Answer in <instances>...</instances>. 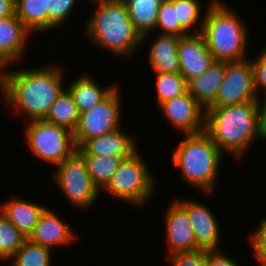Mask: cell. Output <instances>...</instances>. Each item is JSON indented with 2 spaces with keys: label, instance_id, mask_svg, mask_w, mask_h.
Segmentation results:
<instances>
[{
  "label": "cell",
  "instance_id": "6da1fadb",
  "mask_svg": "<svg viewBox=\"0 0 266 266\" xmlns=\"http://www.w3.org/2000/svg\"><path fill=\"white\" fill-rule=\"evenodd\" d=\"M204 131L222 153L241 158L255 139L266 140L265 101L209 107Z\"/></svg>",
  "mask_w": 266,
  "mask_h": 266
},
{
  "label": "cell",
  "instance_id": "7a4b0ae2",
  "mask_svg": "<svg viewBox=\"0 0 266 266\" xmlns=\"http://www.w3.org/2000/svg\"><path fill=\"white\" fill-rule=\"evenodd\" d=\"M63 73L57 66L0 70V89L5 103L25 113L29 121L44 119L64 91Z\"/></svg>",
  "mask_w": 266,
  "mask_h": 266
},
{
  "label": "cell",
  "instance_id": "3957f363",
  "mask_svg": "<svg viewBox=\"0 0 266 266\" xmlns=\"http://www.w3.org/2000/svg\"><path fill=\"white\" fill-rule=\"evenodd\" d=\"M203 21L194 34L201 33L215 61L235 62L246 59L248 33L246 24L235 9L218 0H212ZM201 24V25H200Z\"/></svg>",
  "mask_w": 266,
  "mask_h": 266
},
{
  "label": "cell",
  "instance_id": "277c9868",
  "mask_svg": "<svg viewBox=\"0 0 266 266\" xmlns=\"http://www.w3.org/2000/svg\"><path fill=\"white\" fill-rule=\"evenodd\" d=\"M97 11L87 20L86 32L100 48L121 57H129L141 45L123 0H91Z\"/></svg>",
  "mask_w": 266,
  "mask_h": 266
},
{
  "label": "cell",
  "instance_id": "5b68a950",
  "mask_svg": "<svg viewBox=\"0 0 266 266\" xmlns=\"http://www.w3.org/2000/svg\"><path fill=\"white\" fill-rule=\"evenodd\" d=\"M184 136L171 153L172 163L181 169L185 182L210 194L216 187L223 154L205 131Z\"/></svg>",
  "mask_w": 266,
  "mask_h": 266
},
{
  "label": "cell",
  "instance_id": "8992f818",
  "mask_svg": "<svg viewBox=\"0 0 266 266\" xmlns=\"http://www.w3.org/2000/svg\"><path fill=\"white\" fill-rule=\"evenodd\" d=\"M137 149L123 158L109 183L103 188L118 200L143 206L153 194L155 180Z\"/></svg>",
  "mask_w": 266,
  "mask_h": 266
},
{
  "label": "cell",
  "instance_id": "52a82bcc",
  "mask_svg": "<svg viewBox=\"0 0 266 266\" xmlns=\"http://www.w3.org/2000/svg\"><path fill=\"white\" fill-rule=\"evenodd\" d=\"M25 136L34 157L55 166L77 150L72 131L45 119L30 120L25 128Z\"/></svg>",
  "mask_w": 266,
  "mask_h": 266
},
{
  "label": "cell",
  "instance_id": "ba28073f",
  "mask_svg": "<svg viewBox=\"0 0 266 266\" xmlns=\"http://www.w3.org/2000/svg\"><path fill=\"white\" fill-rule=\"evenodd\" d=\"M56 167L53 180L69 203L83 209L96 202L100 190L94 185L85 160L77 150Z\"/></svg>",
  "mask_w": 266,
  "mask_h": 266
},
{
  "label": "cell",
  "instance_id": "9c48e42d",
  "mask_svg": "<svg viewBox=\"0 0 266 266\" xmlns=\"http://www.w3.org/2000/svg\"><path fill=\"white\" fill-rule=\"evenodd\" d=\"M116 88L100 103L80 113L79 121L73 132L76 147H80L86 140L105 135L121 127L120 122V93Z\"/></svg>",
  "mask_w": 266,
  "mask_h": 266
},
{
  "label": "cell",
  "instance_id": "30bf717a",
  "mask_svg": "<svg viewBox=\"0 0 266 266\" xmlns=\"http://www.w3.org/2000/svg\"><path fill=\"white\" fill-rule=\"evenodd\" d=\"M261 100L255 90L252 61L228 62L215 102L210 107Z\"/></svg>",
  "mask_w": 266,
  "mask_h": 266
},
{
  "label": "cell",
  "instance_id": "8fae6325",
  "mask_svg": "<svg viewBox=\"0 0 266 266\" xmlns=\"http://www.w3.org/2000/svg\"><path fill=\"white\" fill-rule=\"evenodd\" d=\"M160 110L175 130L183 134H194L205 130V109L187 91L163 102Z\"/></svg>",
  "mask_w": 266,
  "mask_h": 266
},
{
  "label": "cell",
  "instance_id": "7c38bea8",
  "mask_svg": "<svg viewBox=\"0 0 266 266\" xmlns=\"http://www.w3.org/2000/svg\"><path fill=\"white\" fill-rule=\"evenodd\" d=\"M187 211L196 246L200 250H218L221 239L218 220L206 205L196 200H177Z\"/></svg>",
  "mask_w": 266,
  "mask_h": 266
},
{
  "label": "cell",
  "instance_id": "4fadbf2b",
  "mask_svg": "<svg viewBox=\"0 0 266 266\" xmlns=\"http://www.w3.org/2000/svg\"><path fill=\"white\" fill-rule=\"evenodd\" d=\"M167 255L176 252H194L200 250L196 246L191 221L186 209L176 200L165 215Z\"/></svg>",
  "mask_w": 266,
  "mask_h": 266
},
{
  "label": "cell",
  "instance_id": "5bb4252c",
  "mask_svg": "<svg viewBox=\"0 0 266 266\" xmlns=\"http://www.w3.org/2000/svg\"><path fill=\"white\" fill-rule=\"evenodd\" d=\"M180 74L187 80L202 75L215 61L201 33L179 37Z\"/></svg>",
  "mask_w": 266,
  "mask_h": 266
},
{
  "label": "cell",
  "instance_id": "9a60e30c",
  "mask_svg": "<svg viewBox=\"0 0 266 266\" xmlns=\"http://www.w3.org/2000/svg\"><path fill=\"white\" fill-rule=\"evenodd\" d=\"M30 36L15 14L0 19V70L20 61Z\"/></svg>",
  "mask_w": 266,
  "mask_h": 266
},
{
  "label": "cell",
  "instance_id": "2e32d148",
  "mask_svg": "<svg viewBox=\"0 0 266 266\" xmlns=\"http://www.w3.org/2000/svg\"><path fill=\"white\" fill-rule=\"evenodd\" d=\"M137 147L136 140L119 128L86 140L77 151L81 155L128 157L138 149Z\"/></svg>",
  "mask_w": 266,
  "mask_h": 266
},
{
  "label": "cell",
  "instance_id": "e0dca14e",
  "mask_svg": "<svg viewBox=\"0 0 266 266\" xmlns=\"http://www.w3.org/2000/svg\"><path fill=\"white\" fill-rule=\"evenodd\" d=\"M74 234L75 232L54 211L45 208L28 239L52 249L54 245L60 246L72 242L76 236Z\"/></svg>",
  "mask_w": 266,
  "mask_h": 266
},
{
  "label": "cell",
  "instance_id": "ac0fdd59",
  "mask_svg": "<svg viewBox=\"0 0 266 266\" xmlns=\"http://www.w3.org/2000/svg\"><path fill=\"white\" fill-rule=\"evenodd\" d=\"M228 62L214 61L206 71L188 81V91L205 111L215 102Z\"/></svg>",
  "mask_w": 266,
  "mask_h": 266
},
{
  "label": "cell",
  "instance_id": "d6986e66",
  "mask_svg": "<svg viewBox=\"0 0 266 266\" xmlns=\"http://www.w3.org/2000/svg\"><path fill=\"white\" fill-rule=\"evenodd\" d=\"M46 207L17 197L2 202L0 212L27 238L33 233L40 214Z\"/></svg>",
  "mask_w": 266,
  "mask_h": 266
},
{
  "label": "cell",
  "instance_id": "ffe728a7",
  "mask_svg": "<svg viewBox=\"0 0 266 266\" xmlns=\"http://www.w3.org/2000/svg\"><path fill=\"white\" fill-rule=\"evenodd\" d=\"M179 37L160 34L149 48V62L154 72L180 73Z\"/></svg>",
  "mask_w": 266,
  "mask_h": 266
},
{
  "label": "cell",
  "instance_id": "44dd1931",
  "mask_svg": "<svg viewBox=\"0 0 266 266\" xmlns=\"http://www.w3.org/2000/svg\"><path fill=\"white\" fill-rule=\"evenodd\" d=\"M116 86L111 85L105 89L93 77L85 74L72 80L71 84L67 86V89L72 94L79 113H82L100 103Z\"/></svg>",
  "mask_w": 266,
  "mask_h": 266
},
{
  "label": "cell",
  "instance_id": "7402d4cb",
  "mask_svg": "<svg viewBox=\"0 0 266 266\" xmlns=\"http://www.w3.org/2000/svg\"><path fill=\"white\" fill-rule=\"evenodd\" d=\"M135 31L141 36L142 44L154 32L162 0H123Z\"/></svg>",
  "mask_w": 266,
  "mask_h": 266
},
{
  "label": "cell",
  "instance_id": "603a6c76",
  "mask_svg": "<svg viewBox=\"0 0 266 266\" xmlns=\"http://www.w3.org/2000/svg\"><path fill=\"white\" fill-rule=\"evenodd\" d=\"M15 15L31 34L48 31V0H15Z\"/></svg>",
  "mask_w": 266,
  "mask_h": 266
},
{
  "label": "cell",
  "instance_id": "cb8c5ba5",
  "mask_svg": "<svg viewBox=\"0 0 266 266\" xmlns=\"http://www.w3.org/2000/svg\"><path fill=\"white\" fill-rule=\"evenodd\" d=\"M79 115L72 94L65 88L51 105L50 111L44 119L74 132L79 121Z\"/></svg>",
  "mask_w": 266,
  "mask_h": 266
},
{
  "label": "cell",
  "instance_id": "d4e9b609",
  "mask_svg": "<svg viewBox=\"0 0 266 266\" xmlns=\"http://www.w3.org/2000/svg\"><path fill=\"white\" fill-rule=\"evenodd\" d=\"M94 185L102 191L115 174L120 162L126 157L82 155Z\"/></svg>",
  "mask_w": 266,
  "mask_h": 266
},
{
  "label": "cell",
  "instance_id": "484cf974",
  "mask_svg": "<svg viewBox=\"0 0 266 266\" xmlns=\"http://www.w3.org/2000/svg\"><path fill=\"white\" fill-rule=\"evenodd\" d=\"M50 248L26 239L22 246L10 258V266H51Z\"/></svg>",
  "mask_w": 266,
  "mask_h": 266
},
{
  "label": "cell",
  "instance_id": "4316f807",
  "mask_svg": "<svg viewBox=\"0 0 266 266\" xmlns=\"http://www.w3.org/2000/svg\"><path fill=\"white\" fill-rule=\"evenodd\" d=\"M157 76V105L188 91V81L180 73L154 72Z\"/></svg>",
  "mask_w": 266,
  "mask_h": 266
},
{
  "label": "cell",
  "instance_id": "83f0119b",
  "mask_svg": "<svg viewBox=\"0 0 266 266\" xmlns=\"http://www.w3.org/2000/svg\"><path fill=\"white\" fill-rule=\"evenodd\" d=\"M26 239L27 237L0 212V260H10Z\"/></svg>",
  "mask_w": 266,
  "mask_h": 266
},
{
  "label": "cell",
  "instance_id": "f1b7e54d",
  "mask_svg": "<svg viewBox=\"0 0 266 266\" xmlns=\"http://www.w3.org/2000/svg\"><path fill=\"white\" fill-rule=\"evenodd\" d=\"M159 29L161 34L175 35L178 37L188 35L180 26L177 20L176 10L173 7V0H162L155 26V31Z\"/></svg>",
  "mask_w": 266,
  "mask_h": 266
},
{
  "label": "cell",
  "instance_id": "f546056e",
  "mask_svg": "<svg viewBox=\"0 0 266 266\" xmlns=\"http://www.w3.org/2000/svg\"><path fill=\"white\" fill-rule=\"evenodd\" d=\"M173 7L176 10L177 20L180 26L188 33H193L196 23L202 18L201 6L198 0H173Z\"/></svg>",
  "mask_w": 266,
  "mask_h": 266
},
{
  "label": "cell",
  "instance_id": "4dcf8cb0",
  "mask_svg": "<svg viewBox=\"0 0 266 266\" xmlns=\"http://www.w3.org/2000/svg\"><path fill=\"white\" fill-rule=\"evenodd\" d=\"M77 0H48V30L62 25L67 20Z\"/></svg>",
  "mask_w": 266,
  "mask_h": 266
},
{
  "label": "cell",
  "instance_id": "1f68e13d",
  "mask_svg": "<svg viewBox=\"0 0 266 266\" xmlns=\"http://www.w3.org/2000/svg\"><path fill=\"white\" fill-rule=\"evenodd\" d=\"M166 256L172 266H207L206 250L176 252Z\"/></svg>",
  "mask_w": 266,
  "mask_h": 266
},
{
  "label": "cell",
  "instance_id": "d6a6232c",
  "mask_svg": "<svg viewBox=\"0 0 266 266\" xmlns=\"http://www.w3.org/2000/svg\"><path fill=\"white\" fill-rule=\"evenodd\" d=\"M250 237L254 257L261 266H266V217Z\"/></svg>",
  "mask_w": 266,
  "mask_h": 266
},
{
  "label": "cell",
  "instance_id": "836d02e7",
  "mask_svg": "<svg viewBox=\"0 0 266 266\" xmlns=\"http://www.w3.org/2000/svg\"><path fill=\"white\" fill-rule=\"evenodd\" d=\"M251 61L254 71V84L256 93L260 97L261 95L259 91L261 90L260 88H263L262 92L265 91V97L263 100L266 101V48L261 51L257 59H253Z\"/></svg>",
  "mask_w": 266,
  "mask_h": 266
},
{
  "label": "cell",
  "instance_id": "e575fe53",
  "mask_svg": "<svg viewBox=\"0 0 266 266\" xmlns=\"http://www.w3.org/2000/svg\"><path fill=\"white\" fill-rule=\"evenodd\" d=\"M221 253L220 250H206L207 266H238L237 263Z\"/></svg>",
  "mask_w": 266,
  "mask_h": 266
},
{
  "label": "cell",
  "instance_id": "d590c367",
  "mask_svg": "<svg viewBox=\"0 0 266 266\" xmlns=\"http://www.w3.org/2000/svg\"><path fill=\"white\" fill-rule=\"evenodd\" d=\"M15 14V0H0V19Z\"/></svg>",
  "mask_w": 266,
  "mask_h": 266
}]
</instances>
